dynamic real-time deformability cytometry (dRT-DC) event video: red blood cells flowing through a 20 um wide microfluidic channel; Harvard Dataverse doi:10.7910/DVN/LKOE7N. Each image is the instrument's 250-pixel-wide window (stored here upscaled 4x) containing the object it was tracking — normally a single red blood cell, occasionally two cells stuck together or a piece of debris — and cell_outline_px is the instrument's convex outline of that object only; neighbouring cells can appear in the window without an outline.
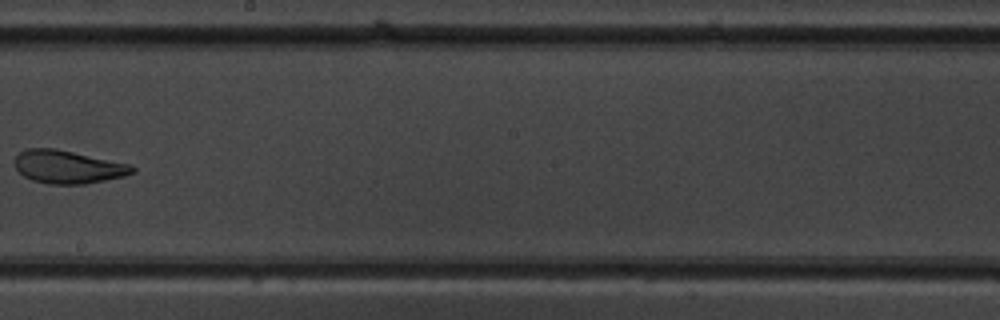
{"species": "common noctule bat (a hibernating species)", "species_latin": "Nyctalus noctula", "temperature_condition": "warm", "stored_images_in_passage": 8, "camera_frame_rate_fps": 3000, "um_per_image_px": 0.085, "animal": {"sex": "male", "body_mass_g": 19.5, "forearm_length_mm": 54.6}, "frame": {"image": 1, "passage_image": 7, "time_ms": 7.0, "image_size_px": [1000, 320], "cell_outline_px": [[136, 172], [124, 176], [84, 184], [48, 184], [32, 180], [24, 176], [16, 168], [16, 156], [20, 152], [28, 148], [56, 148], [132, 164], [136, 168]], "centroid_in_image_um": [5.82, 14.18], "position_along_channel_um": 242.4, "area_um2": 22.72}}
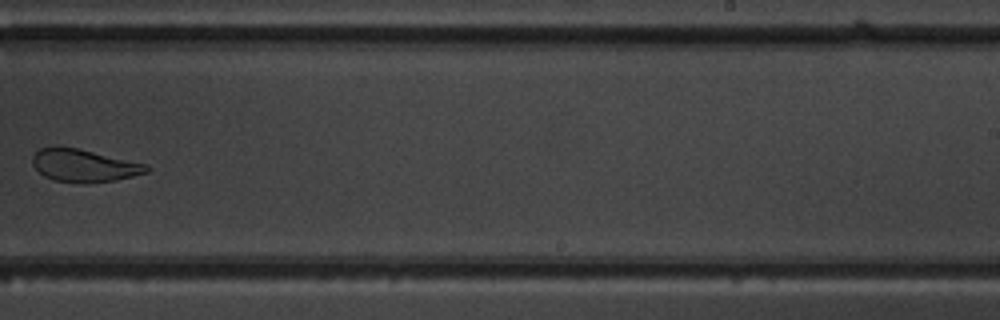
{"frame": {"image": 2, "passage_image": 8, "time_ms": 8.0, "image_size_px": [1000, 320], "cell_outline_px": [[152, 168], [148, 172], [116, 180], [84, 184], [52, 180], [44, 176], [32, 164], [32, 156], [40, 148], [76, 148], [148, 164]], "centroid_in_image_um": [7.18, 14.1], "position_along_channel_um": 281.8, "area_um2": 21.56}}